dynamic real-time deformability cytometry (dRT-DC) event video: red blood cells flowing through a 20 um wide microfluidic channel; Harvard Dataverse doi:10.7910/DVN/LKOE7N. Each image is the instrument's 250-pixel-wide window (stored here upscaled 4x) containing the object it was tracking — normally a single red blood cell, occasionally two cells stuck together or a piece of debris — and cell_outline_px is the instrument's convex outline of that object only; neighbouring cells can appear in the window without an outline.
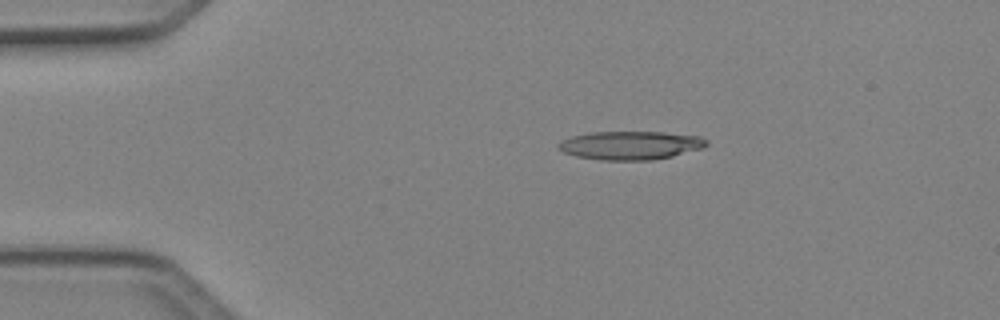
{"species": "Egyptian fruit bat (a non-hibernating species)", "species_latin": "Rousettus aegyptiacus", "temperature_condition": "cold", "stored_images_in_passage": 40, "camera_frame_rate_fps": 3000, "um_per_image_px": 0.085, "animal": {"sex": "female"}, "frame": {"image": 1, "passage_image": 1, "time_ms": 0.0, "image_size_px": [1000, 320], "cell_outline_px": [[708, 144], [704, 148], [672, 156], [652, 160], [600, 160], [576, 156], [564, 152], [556, 148], [556, 144], [572, 136], [588, 132], [664, 132], [700, 136], [708, 140]], "centroid_in_image_um": [53.6, 12.35], "position_along_channel_um": 31.4, "area_um2": 24.74}}
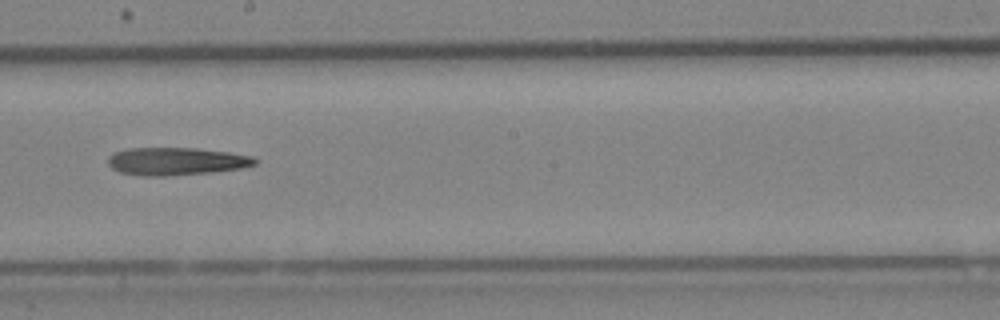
{"frame": {"image": 2, "passage_image": 19, "time_ms": 6.0, "image_size_px": [1000, 320], "cell_outline_px": [[256, 164], [244, 168], [212, 172], [164, 176], [140, 176], [120, 172], [112, 168], [108, 164], [108, 156], [112, 152], [128, 148], [196, 148], [228, 152], [252, 156], [256, 160]], "centroid_in_image_um": [14.95, 13.71], "position_along_channel_um": 233.3, "area_um2": 23.87}}
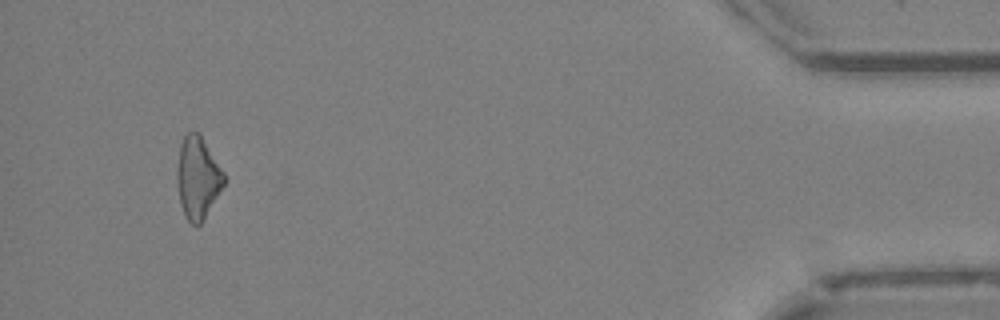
{"frame": {"image": 3, "passage_image": 37, "time_ms": 12.0, "image_size_px": [1000, 320], "cell_outline_px": [[224, 184], [204, 220], [200, 224], [192, 224], [184, 216], [180, 204], [176, 180], [176, 172], [180, 144], [184, 136], [188, 132], [200, 132], [224, 172]], "centroid_in_image_um": [16.79, 15.09], "position_along_channel_um": 418.4, "area_um2": 22.6}}